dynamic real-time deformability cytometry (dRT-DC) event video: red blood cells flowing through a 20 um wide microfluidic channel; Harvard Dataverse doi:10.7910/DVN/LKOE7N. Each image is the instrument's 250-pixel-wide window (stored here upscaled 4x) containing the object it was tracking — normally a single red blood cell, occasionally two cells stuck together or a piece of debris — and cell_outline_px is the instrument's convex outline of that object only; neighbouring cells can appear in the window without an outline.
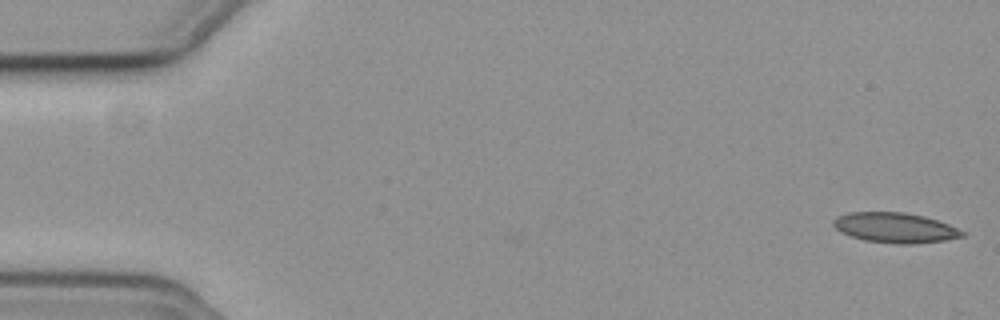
{"species": "common noctule bat (a hibernating species)", "species_latin": "Nyctalus noctula", "temperature_condition": "cold", "stored_images_in_passage": 48, "camera_frame_rate_fps": 3000, "um_per_image_px": 0.085, "animal": {"sex": "female", "body_mass_g": 19.3, "forearm_length_mm": 54.1}, "frame": {"image": 1, "passage_image": 1, "time_ms": 0.0, "image_size_px": [1000, 320], "cell_outline_px": [[964, 236], [944, 240], [912, 244], [900, 244], [864, 240], [852, 236], [836, 228], [832, 224], [832, 220], [848, 212], [904, 212], [924, 216], [948, 224], [964, 232]], "centroid_in_image_um": [76.08, 19.35], "position_along_channel_um": 8.9, "area_um2": 22.25}}
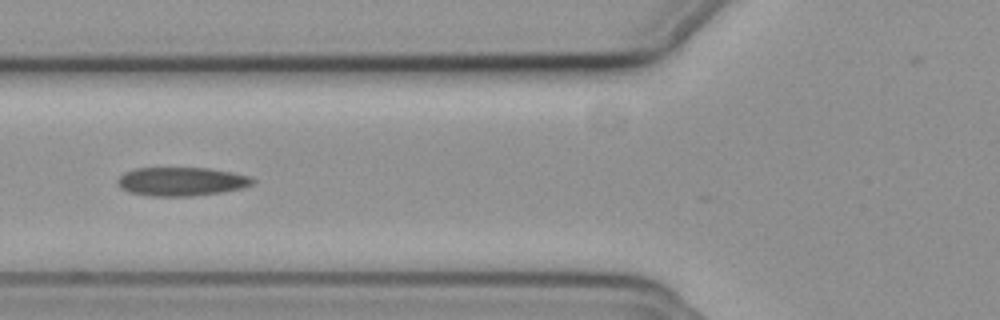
{"frame": {"image": 2, "passage_image": 21, "time_ms": 6.667, "image_size_px": [1000, 320], "cell_outline_px": [[256, 180], [252, 184], [240, 188], [224, 192], [192, 196], [148, 196], [128, 192], [120, 188], [116, 184], [116, 180], [124, 172], [136, 168], [208, 168], [232, 172], [252, 176]], "centroid_in_image_um": [15.4, 15.43], "position_along_channel_um": 110.4, "area_um2": 22.83}}
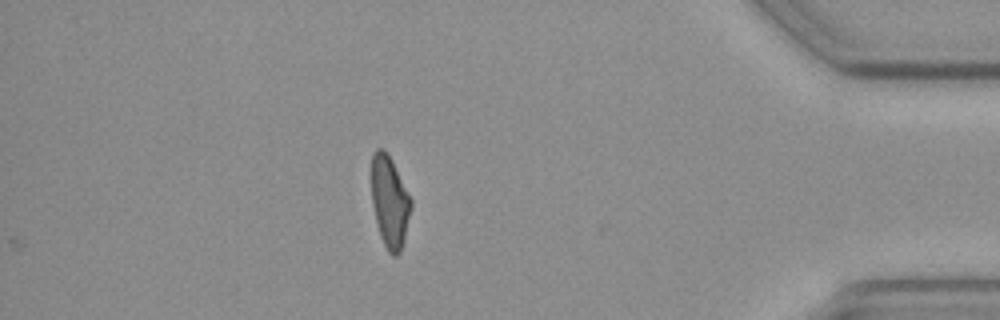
{"frame": {"image": 3, "passage_image": 48, "time_ms": 15.667, "image_size_px": [1000, 320], "cell_outline_px": [[412, 204], [404, 240], [400, 252], [396, 256], [392, 256], [388, 252], [380, 236], [372, 204], [372, 152], [376, 148], [384, 148], [392, 160], [412, 200]], "centroid_in_image_um": [33.12, 17.14], "position_along_channel_um": 402.1, "area_um2": 21.04}, "authors_computed_cell_mechanics": {"area_um2": 22.5998, "velocity_mm_per_s": 3.7487, "shape_relaxation_time_tau1_ms": null, "shape_relaxation_time_tau2_ms": 9.3888, "deformation_change_tau1": null, "deformation_change_tau2": 0.2151}}